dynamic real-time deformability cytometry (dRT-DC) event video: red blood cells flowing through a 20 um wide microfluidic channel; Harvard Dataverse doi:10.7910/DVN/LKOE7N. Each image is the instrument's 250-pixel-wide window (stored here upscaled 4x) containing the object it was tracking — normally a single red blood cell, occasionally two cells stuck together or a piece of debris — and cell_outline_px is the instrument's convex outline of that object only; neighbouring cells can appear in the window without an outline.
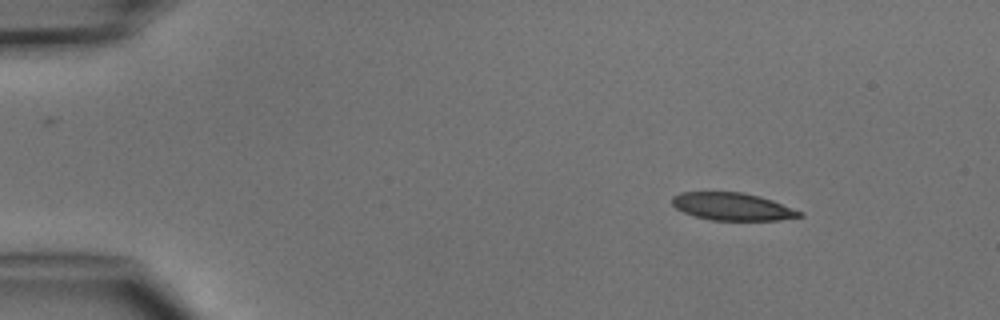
{"species": "common noctule bat (a hibernating species)", "species_latin": "Nyctalus noctula", "temperature_condition": "cold", "stored_images_in_passage": 3, "camera_frame_rate_fps": 3000, "um_per_image_px": 0.085, "animal": {"sex": "male", "body_mass_g": 15.6}, "frame": {"image": 1, "passage_image": 1, "time_ms": 0.0, "image_size_px": [1000, 320], "cell_outline_px": [[804, 216], [780, 220], [712, 220], [696, 216], [684, 212], [676, 208], [672, 204], [672, 196], [680, 192], [744, 192], [760, 196], [772, 200], [804, 212]], "centroid_in_image_um": [62.29, 17.55], "position_along_channel_um": 22.7, "area_um2": 20.52}}